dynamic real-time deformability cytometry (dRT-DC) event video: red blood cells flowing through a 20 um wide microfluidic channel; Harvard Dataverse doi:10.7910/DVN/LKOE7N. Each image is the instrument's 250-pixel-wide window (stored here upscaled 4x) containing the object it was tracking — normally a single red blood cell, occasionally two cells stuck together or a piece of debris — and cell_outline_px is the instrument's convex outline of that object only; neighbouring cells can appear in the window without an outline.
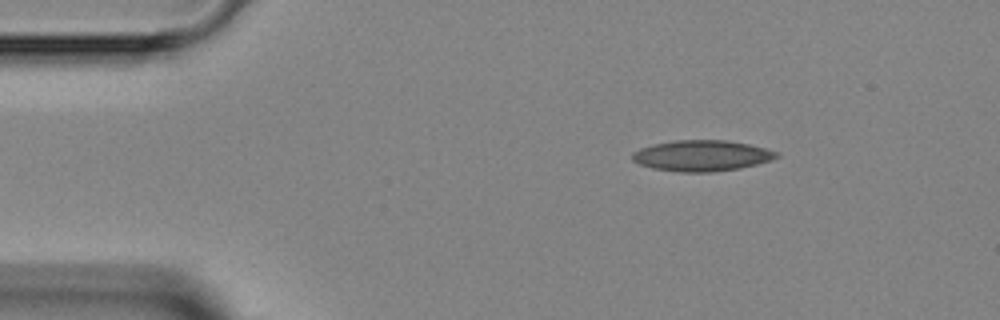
{"species": "Egyptian fruit bat (a non-hibernating species)", "species_latin": "Rousettus aegyptiacus", "temperature_condition": "room temperature", "stored_images_in_passage": 42, "camera_frame_rate_fps": 3000, "um_per_image_px": 0.085, "animal": {"sex": "female"}, "frame": {"image": 1, "passage_image": 2, "time_ms": 0.333, "image_size_px": [1000, 320], "cell_outline_px": [[780, 156], [756, 164], [736, 168], [712, 172], [680, 172], [652, 168], [640, 164], [632, 160], [632, 152], [640, 148], [656, 144], [676, 140], [724, 140], [748, 144], [780, 152]], "centroid_in_image_um": [59.63, 13.23], "position_along_channel_um": 25.4, "area_um2": 25.66}}
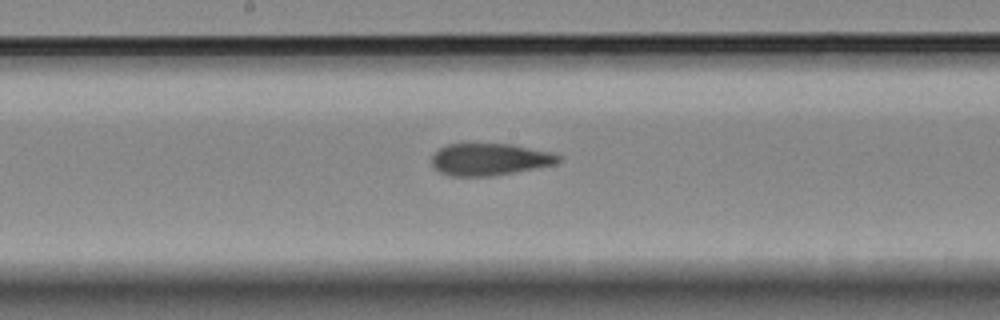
{"frame": {"image": 2, "passage_image": 19, "time_ms": 6.0, "image_size_px": [1000, 320], "cell_outline_px": [[560, 160], [556, 164], [492, 176], [448, 176], [432, 168], [432, 156], [440, 148], [448, 144], [512, 144], [552, 152], [560, 156]], "centroid_in_image_um": [41.6, 13.55], "position_along_channel_um": 206.6, "area_um2": 23.64}}
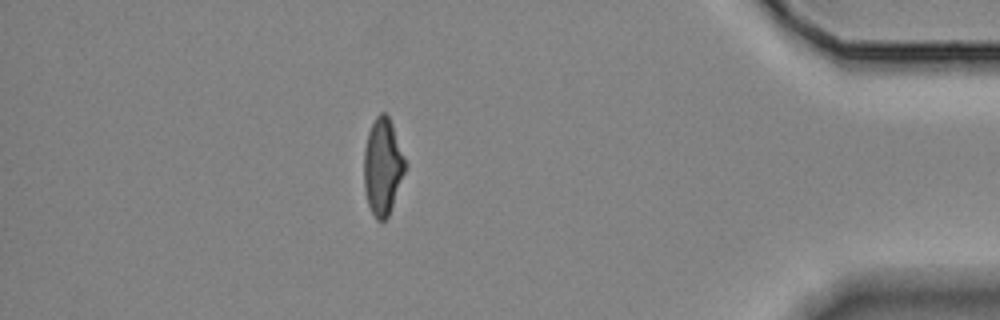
{"frame": {"image": 3, "passage_image": 36, "time_ms": 11.667, "image_size_px": [1000, 320], "cell_outline_px": [[408, 164], [388, 216], [384, 220], [376, 220], [368, 204], [364, 188], [364, 148], [368, 132], [376, 116], [380, 112], [384, 112], [388, 116], [392, 124]], "centroid_in_image_um": [32.53, 14.14], "position_along_channel_um": 402.7, "area_um2": 23.24}}